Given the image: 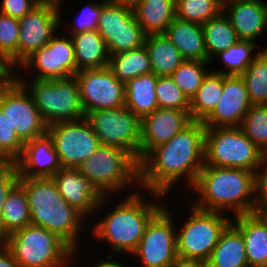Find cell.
<instances>
[{
	"mask_svg": "<svg viewBox=\"0 0 267 267\" xmlns=\"http://www.w3.org/2000/svg\"><path fill=\"white\" fill-rule=\"evenodd\" d=\"M123 263L124 261L120 263L116 260H113L112 257H106L104 260H96L92 267H126V265Z\"/></svg>",
	"mask_w": 267,
	"mask_h": 267,
	"instance_id": "681fc988",
	"label": "cell"
},
{
	"mask_svg": "<svg viewBox=\"0 0 267 267\" xmlns=\"http://www.w3.org/2000/svg\"><path fill=\"white\" fill-rule=\"evenodd\" d=\"M19 20L0 13V55L15 71L18 67Z\"/></svg>",
	"mask_w": 267,
	"mask_h": 267,
	"instance_id": "f35d334b",
	"label": "cell"
},
{
	"mask_svg": "<svg viewBox=\"0 0 267 267\" xmlns=\"http://www.w3.org/2000/svg\"><path fill=\"white\" fill-rule=\"evenodd\" d=\"M210 62L184 60L172 73L171 78L190 101L198 91L203 79L211 71Z\"/></svg>",
	"mask_w": 267,
	"mask_h": 267,
	"instance_id": "d590c367",
	"label": "cell"
},
{
	"mask_svg": "<svg viewBox=\"0 0 267 267\" xmlns=\"http://www.w3.org/2000/svg\"><path fill=\"white\" fill-rule=\"evenodd\" d=\"M254 196L257 210L267 209V156L254 171Z\"/></svg>",
	"mask_w": 267,
	"mask_h": 267,
	"instance_id": "ee69618b",
	"label": "cell"
},
{
	"mask_svg": "<svg viewBox=\"0 0 267 267\" xmlns=\"http://www.w3.org/2000/svg\"><path fill=\"white\" fill-rule=\"evenodd\" d=\"M74 44L77 72L84 69H100L108 66L109 52L97 30L69 35Z\"/></svg>",
	"mask_w": 267,
	"mask_h": 267,
	"instance_id": "484cf974",
	"label": "cell"
},
{
	"mask_svg": "<svg viewBox=\"0 0 267 267\" xmlns=\"http://www.w3.org/2000/svg\"><path fill=\"white\" fill-rule=\"evenodd\" d=\"M75 77L85 115L125 105V83L119 81L108 67L80 70Z\"/></svg>",
	"mask_w": 267,
	"mask_h": 267,
	"instance_id": "e0dca14e",
	"label": "cell"
},
{
	"mask_svg": "<svg viewBox=\"0 0 267 267\" xmlns=\"http://www.w3.org/2000/svg\"><path fill=\"white\" fill-rule=\"evenodd\" d=\"M241 77L250 103L267 104V49L263 47L261 53L250 63Z\"/></svg>",
	"mask_w": 267,
	"mask_h": 267,
	"instance_id": "e575fe53",
	"label": "cell"
},
{
	"mask_svg": "<svg viewBox=\"0 0 267 267\" xmlns=\"http://www.w3.org/2000/svg\"><path fill=\"white\" fill-rule=\"evenodd\" d=\"M256 212L266 221L267 223V209L256 210Z\"/></svg>",
	"mask_w": 267,
	"mask_h": 267,
	"instance_id": "816d5d0a",
	"label": "cell"
},
{
	"mask_svg": "<svg viewBox=\"0 0 267 267\" xmlns=\"http://www.w3.org/2000/svg\"><path fill=\"white\" fill-rule=\"evenodd\" d=\"M24 142L0 109V163H14L22 154Z\"/></svg>",
	"mask_w": 267,
	"mask_h": 267,
	"instance_id": "60d3db41",
	"label": "cell"
},
{
	"mask_svg": "<svg viewBox=\"0 0 267 267\" xmlns=\"http://www.w3.org/2000/svg\"><path fill=\"white\" fill-rule=\"evenodd\" d=\"M2 242L19 267H69L77 256L57 234L32 224L13 232Z\"/></svg>",
	"mask_w": 267,
	"mask_h": 267,
	"instance_id": "5b68a950",
	"label": "cell"
},
{
	"mask_svg": "<svg viewBox=\"0 0 267 267\" xmlns=\"http://www.w3.org/2000/svg\"><path fill=\"white\" fill-rule=\"evenodd\" d=\"M42 0H2L0 13L14 18H22Z\"/></svg>",
	"mask_w": 267,
	"mask_h": 267,
	"instance_id": "f6af8a7d",
	"label": "cell"
},
{
	"mask_svg": "<svg viewBox=\"0 0 267 267\" xmlns=\"http://www.w3.org/2000/svg\"><path fill=\"white\" fill-rule=\"evenodd\" d=\"M19 183V173L14 163H0V241L3 240L2 207L11 190Z\"/></svg>",
	"mask_w": 267,
	"mask_h": 267,
	"instance_id": "7bdbcfd3",
	"label": "cell"
},
{
	"mask_svg": "<svg viewBox=\"0 0 267 267\" xmlns=\"http://www.w3.org/2000/svg\"><path fill=\"white\" fill-rule=\"evenodd\" d=\"M205 130L203 122L193 121L152 148L139 162V189L169 196L179 180L192 188L204 167Z\"/></svg>",
	"mask_w": 267,
	"mask_h": 267,
	"instance_id": "6da1fadb",
	"label": "cell"
},
{
	"mask_svg": "<svg viewBox=\"0 0 267 267\" xmlns=\"http://www.w3.org/2000/svg\"><path fill=\"white\" fill-rule=\"evenodd\" d=\"M189 208L184 226L176 228L177 257L207 262L222 231L232 219L226 213L202 210L192 203Z\"/></svg>",
	"mask_w": 267,
	"mask_h": 267,
	"instance_id": "9c48e42d",
	"label": "cell"
},
{
	"mask_svg": "<svg viewBox=\"0 0 267 267\" xmlns=\"http://www.w3.org/2000/svg\"><path fill=\"white\" fill-rule=\"evenodd\" d=\"M206 267H249L241 231L232 222L222 231Z\"/></svg>",
	"mask_w": 267,
	"mask_h": 267,
	"instance_id": "d4e9b609",
	"label": "cell"
},
{
	"mask_svg": "<svg viewBox=\"0 0 267 267\" xmlns=\"http://www.w3.org/2000/svg\"><path fill=\"white\" fill-rule=\"evenodd\" d=\"M251 105L241 75H223L220 101L203 123L206 128L241 126Z\"/></svg>",
	"mask_w": 267,
	"mask_h": 267,
	"instance_id": "d6986e66",
	"label": "cell"
},
{
	"mask_svg": "<svg viewBox=\"0 0 267 267\" xmlns=\"http://www.w3.org/2000/svg\"><path fill=\"white\" fill-rule=\"evenodd\" d=\"M164 34L185 60L211 62L207 57L202 25L175 18Z\"/></svg>",
	"mask_w": 267,
	"mask_h": 267,
	"instance_id": "cb8c5ba5",
	"label": "cell"
},
{
	"mask_svg": "<svg viewBox=\"0 0 267 267\" xmlns=\"http://www.w3.org/2000/svg\"><path fill=\"white\" fill-rule=\"evenodd\" d=\"M102 13V0L87 3L80 12L75 21L71 22V26L68 33L65 34L74 35L83 33L85 31L97 30L99 17ZM73 23V24H72ZM70 32V33H69Z\"/></svg>",
	"mask_w": 267,
	"mask_h": 267,
	"instance_id": "b9f144b4",
	"label": "cell"
},
{
	"mask_svg": "<svg viewBox=\"0 0 267 267\" xmlns=\"http://www.w3.org/2000/svg\"><path fill=\"white\" fill-rule=\"evenodd\" d=\"M77 169L105 196L112 197L119 191L124 192L125 188L130 190L133 185L139 187V162L116 146L101 145Z\"/></svg>",
	"mask_w": 267,
	"mask_h": 267,
	"instance_id": "52a82bcc",
	"label": "cell"
},
{
	"mask_svg": "<svg viewBox=\"0 0 267 267\" xmlns=\"http://www.w3.org/2000/svg\"><path fill=\"white\" fill-rule=\"evenodd\" d=\"M241 129L267 156V104H253L245 114Z\"/></svg>",
	"mask_w": 267,
	"mask_h": 267,
	"instance_id": "74e56055",
	"label": "cell"
},
{
	"mask_svg": "<svg viewBox=\"0 0 267 267\" xmlns=\"http://www.w3.org/2000/svg\"><path fill=\"white\" fill-rule=\"evenodd\" d=\"M155 91L159 108L189 111L190 101L171 76L158 77Z\"/></svg>",
	"mask_w": 267,
	"mask_h": 267,
	"instance_id": "ab89813d",
	"label": "cell"
},
{
	"mask_svg": "<svg viewBox=\"0 0 267 267\" xmlns=\"http://www.w3.org/2000/svg\"><path fill=\"white\" fill-rule=\"evenodd\" d=\"M169 267H206V262L197 259L176 257Z\"/></svg>",
	"mask_w": 267,
	"mask_h": 267,
	"instance_id": "c3c4849f",
	"label": "cell"
},
{
	"mask_svg": "<svg viewBox=\"0 0 267 267\" xmlns=\"http://www.w3.org/2000/svg\"><path fill=\"white\" fill-rule=\"evenodd\" d=\"M240 40L256 41L267 30V1L242 0L223 7Z\"/></svg>",
	"mask_w": 267,
	"mask_h": 267,
	"instance_id": "7402d4cb",
	"label": "cell"
},
{
	"mask_svg": "<svg viewBox=\"0 0 267 267\" xmlns=\"http://www.w3.org/2000/svg\"><path fill=\"white\" fill-rule=\"evenodd\" d=\"M47 133L63 168H78L101 146L86 117L49 125Z\"/></svg>",
	"mask_w": 267,
	"mask_h": 267,
	"instance_id": "4fadbf2b",
	"label": "cell"
},
{
	"mask_svg": "<svg viewBox=\"0 0 267 267\" xmlns=\"http://www.w3.org/2000/svg\"><path fill=\"white\" fill-rule=\"evenodd\" d=\"M231 219L241 231L249 267H267L266 221L257 212L236 215Z\"/></svg>",
	"mask_w": 267,
	"mask_h": 267,
	"instance_id": "603a6c76",
	"label": "cell"
},
{
	"mask_svg": "<svg viewBox=\"0 0 267 267\" xmlns=\"http://www.w3.org/2000/svg\"><path fill=\"white\" fill-rule=\"evenodd\" d=\"M14 164L19 177L27 178H51L62 168L48 133L25 142L22 154Z\"/></svg>",
	"mask_w": 267,
	"mask_h": 267,
	"instance_id": "44dd1931",
	"label": "cell"
},
{
	"mask_svg": "<svg viewBox=\"0 0 267 267\" xmlns=\"http://www.w3.org/2000/svg\"><path fill=\"white\" fill-rule=\"evenodd\" d=\"M115 77L123 83L140 75L152 73L146 46L109 56L107 66Z\"/></svg>",
	"mask_w": 267,
	"mask_h": 267,
	"instance_id": "4dcf8cb0",
	"label": "cell"
},
{
	"mask_svg": "<svg viewBox=\"0 0 267 267\" xmlns=\"http://www.w3.org/2000/svg\"><path fill=\"white\" fill-rule=\"evenodd\" d=\"M175 0H142L134 9L136 21L145 35L164 34L176 18Z\"/></svg>",
	"mask_w": 267,
	"mask_h": 267,
	"instance_id": "83f0119b",
	"label": "cell"
},
{
	"mask_svg": "<svg viewBox=\"0 0 267 267\" xmlns=\"http://www.w3.org/2000/svg\"><path fill=\"white\" fill-rule=\"evenodd\" d=\"M257 45V41L239 40L235 45L214 56L221 60L222 65L226 66V70L217 68L216 71L212 69L211 72L223 75H241L261 53L262 50L255 51Z\"/></svg>",
	"mask_w": 267,
	"mask_h": 267,
	"instance_id": "836d02e7",
	"label": "cell"
},
{
	"mask_svg": "<svg viewBox=\"0 0 267 267\" xmlns=\"http://www.w3.org/2000/svg\"><path fill=\"white\" fill-rule=\"evenodd\" d=\"M136 187L123 200H119L114 209L107 212L103 218L95 221V224L87 229L93 234L96 241L99 239L109 243L112 249L107 257H113L115 254L128 253L132 255L137 249L140 239L142 238L146 225L151 218L164 206L165 203H158L167 199L164 196L155 192H148L151 199L143 197V191L136 190ZM154 199V200H153ZM162 199V200H161ZM94 227V228H93Z\"/></svg>",
	"mask_w": 267,
	"mask_h": 267,
	"instance_id": "7a4b0ae2",
	"label": "cell"
},
{
	"mask_svg": "<svg viewBox=\"0 0 267 267\" xmlns=\"http://www.w3.org/2000/svg\"><path fill=\"white\" fill-rule=\"evenodd\" d=\"M158 76L140 75L125 84V106L140 119L159 108L156 96Z\"/></svg>",
	"mask_w": 267,
	"mask_h": 267,
	"instance_id": "4316f807",
	"label": "cell"
},
{
	"mask_svg": "<svg viewBox=\"0 0 267 267\" xmlns=\"http://www.w3.org/2000/svg\"><path fill=\"white\" fill-rule=\"evenodd\" d=\"M113 3L134 9L142 0H111Z\"/></svg>",
	"mask_w": 267,
	"mask_h": 267,
	"instance_id": "f907efd6",
	"label": "cell"
},
{
	"mask_svg": "<svg viewBox=\"0 0 267 267\" xmlns=\"http://www.w3.org/2000/svg\"><path fill=\"white\" fill-rule=\"evenodd\" d=\"M222 91L223 74L210 71L190 100L189 112L192 120L203 122L219 103Z\"/></svg>",
	"mask_w": 267,
	"mask_h": 267,
	"instance_id": "f546056e",
	"label": "cell"
},
{
	"mask_svg": "<svg viewBox=\"0 0 267 267\" xmlns=\"http://www.w3.org/2000/svg\"><path fill=\"white\" fill-rule=\"evenodd\" d=\"M63 199L86 219L111 203L95 183L83 176L77 168H61L52 177ZM109 200V201H108ZM107 204V205H106Z\"/></svg>",
	"mask_w": 267,
	"mask_h": 267,
	"instance_id": "ac0fdd59",
	"label": "cell"
},
{
	"mask_svg": "<svg viewBox=\"0 0 267 267\" xmlns=\"http://www.w3.org/2000/svg\"><path fill=\"white\" fill-rule=\"evenodd\" d=\"M14 77V70L0 55V86L8 83Z\"/></svg>",
	"mask_w": 267,
	"mask_h": 267,
	"instance_id": "7dc6e473",
	"label": "cell"
},
{
	"mask_svg": "<svg viewBox=\"0 0 267 267\" xmlns=\"http://www.w3.org/2000/svg\"><path fill=\"white\" fill-rule=\"evenodd\" d=\"M97 31L107 45L109 56L141 47L146 37L133 9L111 0H102Z\"/></svg>",
	"mask_w": 267,
	"mask_h": 267,
	"instance_id": "9a60e30c",
	"label": "cell"
},
{
	"mask_svg": "<svg viewBox=\"0 0 267 267\" xmlns=\"http://www.w3.org/2000/svg\"><path fill=\"white\" fill-rule=\"evenodd\" d=\"M0 267H19L11 251L0 241Z\"/></svg>",
	"mask_w": 267,
	"mask_h": 267,
	"instance_id": "bcb514c9",
	"label": "cell"
},
{
	"mask_svg": "<svg viewBox=\"0 0 267 267\" xmlns=\"http://www.w3.org/2000/svg\"><path fill=\"white\" fill-rule=\"evenodd\" d=\"M175 4L177 19L200 25L223 11L219 0H175Z\"/></svg>",
	"mask_w": 267,
	"mask_h": 267,
	"instance_id": "8d00e7d4",
	"label": "cell"
},
{
	"mask_svg": "<svg viewBox=\"0 0 267 267\" xmlns=\"http://www.w3.org/2000/svg\"><path fill=\"white\" fill-rule=\"evenodd\" d=\"M101 145L116 146L140 162L141 119L125 105L86 115Z\"/></svg>",
	"mask_w": 267,
	"mask_h": 267,
	"instance_id": "30bf717a",
	"label": "cell"
},
{
	"mask_svg": "<svg viewBox=\"0 0 267 267\" xmlns=\"http://www.w3.org/2000/svg\"><path fill=\"white\" fill-rule=\"evenodd\" d=\"M172 215L166 204L146 225L139 245L132 254L133 258H139L141 267H169L177 257V225Z\"/></svg>",
	"mask_w": 267,
	"mask_h": 267,
	"instance_id": "8fae6325",
	"label": "cell"
},
{
	"mask_svg": "<svg viewBox=\"0 0 267 267\" xmlns=\"http://www.w3.org/2000/svg\"><path fill=\"white\" fill-rule=\"evenodd\" d=\"M144 45L149 54L152 73L158 77L171 76L185 60L165 34L146 35Z\"/></svg>",
	"mask_w": 267,
	"mask_h": 267,
	"instance_id": "f1b7e54d",
	"label": "cell"
},
{
	"mask_svg": "<svg viewBox=\"0 0 267 267\" xmlns=\"http://www.w3.org/2000/svg\"><path fill=\"white\" fill-rule=\"evenodd\" d=\"M66 35V36H64ZM34 70H33V69ZM19 70V72H18ZM32 74L33 79L56 80L74 76L77 73V67L74 56V44L72 38L56 32L50 41L37 51H34L15 69L14 74ZM22 71L26 73H22Z\"/></svg>",
	"mask_w": 267,
	"mask_h": 267,
	"instance_id": "7c38bea8",
	"label": "cell"
},
{
	"mask_svg": "<svg viewBox=\"0 0 267 267\" xmlns=\"http://www.w3.org/2000/svg\"><path fill=\"white\" fill-rule=\"evenodd\" d=\"M202 27L205 48L207 57L211 61L210 63L214 60L215 55L227 50L240 40L230 20L223 11L217 17L204 23Z\"/></svg>",
	"mask_w": 267,
	"mask_h": 267,
	"instance_id": "1f68e13d",
	"label": "cell"
},
{
	"mask_svg": "<svg viewBox=\"0 0 267 267\" xmlns=\"http://www.w3.org/2000/svg\"><path fill=\"white\" fill-rule=\"evenodd\" d=\"M64 0H42L30 12L19 18L18 66L34 51L45 46L62 26ZM62 4V5H61Z\"/></svg>",
	"mask_w": 267,
	"mask_h": 267,
	"instance_id": "2e32d148",
	"label": "cell"
},
{
	"mask_svg": "<svg viewBox=\"0 0 267 267\" xmlns=\"http://www.w3.org/2000/svg\"><path fill=\"white\" fill-rule=\"evenodd\" d=\"M193 122L189 111L158 108L141 119L140 161L155 146L171 140Z\"/></svg>",
	"mask_w": 267,
	"mask_h": 267,
	"instance_id": "ffe728a7",
	"label": "cell"
},
{
	"mask_svg": "<svg viewBox=\"0 0 267 267\" xmlns=\"http://www.w3.org/2000/svg\"><path fill=\"white\" fill-rule=\"evenodd\" d=\"M14 77L28 90L47 126L57 122L86 117L80 100V88L75 75L56 80L25 81L22 74ZM28 81V82H27Z\"/></svg>",
	"mask_w": 267,
	"mask_h": 267,
	"instance_id": "8992f818",
	"label": "cell"
},
{
	"mask_svg": "<svg viewBox=\"0 0 267 267\" xmlns=\"http://www.w3.org/2000/svg\"><path fill=\"white\" fill-rule=\"evenodd\" d=\"M0 109L24 143L47 133L32 96L15 77L0 86Z\"/></svg>",
	"mask_w": 267,
	"mask_h": 267,
	"instance_id": "5bb4252c",
	"label": "cell"
},
{
	"mask_svg": "<svg viewBox=\"0 0 267 267\" xmlns=\"http://www.w3.org/2000/svg\"><path fill=\"white\" fill-rule=\"evenodd\" d=\"M190 190L199 195L191 203L202 210L223 213L230 210L234 216L257 210L254 172L247 169L204 165Z\"/></svg>",
	"mask_w": 267,
	"mask_h": 267,
	"instance_id": "3957f363",
	"label": "cell"
},
{
	"mask_svg": "<svg viewBox=\"0 0 267 267\" xmlns=\"http://www.w3.org/2000/svg\"><path fill=\"white\" fill-rule=\"evenodd\" d=\"M264 153L244 134L240 126L205 130L204 165L255 171Z\"/></svg>",
	"mask_w": 267,
	"mask_h": 267,
	"instance_id": "ba28073f",
	"label": "cell"
},
{
	"mask_svg": "<svg viewBox=\"0 0 267 267\" xmlns=\"http://www.w3.org/2000/svg\"><path fill=\"white\" fill-rule=\"evenodd\" d=\"M235 1H242V0H219V3L221 4L222 7H224L225 5Z\"/></svg>",
	"mask_w": 267,
	"mask_h": 267,
	"instance_id": "f5cc1de1",
	"label": "cell"
},
{
	"mask_svg": "<svg viewBox=\"0 0 267 267\" xmlns=\"http://www.w3.org/2000/svg\"><path fill=\"white\" fill-rule=\"evenodd\" d=\"M19 184L27 194L30 224L57 234L77 253L87 219L63 199L52 178L19 177Z\"/></svg>",
	"mask_w": 267,
	"mask_h": 267,
	"instance_id": "277c9868",
	"label": "cell"
},
{
	"mask_svg": "<svg viewBox=\"0 0 267 267\" xmlns=\"http://www.w3.org/2000/svg\"><path fill=\"white\" fill-rule=\"evenodd\" d=\"M27 194L18 183L7 196L2 207L3 239L30 224Z\"/></svg>",
	"mask_w": 267,
	"mask_h": 267,
	"instance_id": "d6a6232c",
	"label": "cell"
}]
</instances>
